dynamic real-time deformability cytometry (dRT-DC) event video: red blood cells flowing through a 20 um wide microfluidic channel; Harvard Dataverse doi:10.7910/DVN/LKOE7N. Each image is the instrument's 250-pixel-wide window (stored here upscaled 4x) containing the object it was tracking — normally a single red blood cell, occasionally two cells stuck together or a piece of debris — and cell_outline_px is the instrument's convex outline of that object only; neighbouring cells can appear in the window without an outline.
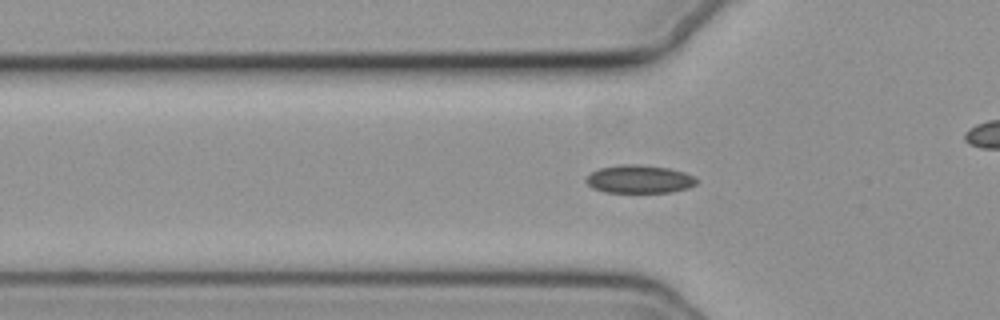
{"species": "common noctule bat (a hibernating species)", "species_latin": "Nyctalus noctula", "temperature_condition": "cold", "stored_images_in_passage": 58, "camera_frame_rate_fps": 3000, "um_per_image_px": 0.085, "animal": {"sex": "female", "body_mass_g": 19.3, "forearm_length_mm": 54.1}, "frame": {"image": 1, "passage_image": 19, "time_ms": 6.0, "image_size_px": [1000, 320], "cell_outline_px": [[696, 184], [688, 188], [672, 192], [604, 192], [592, 188], [584, 180], [592, 172], [600, 168], [620, 164], [640, 164], [668, 168], [684, 172], [696, 176]], "centroid_in_image_um": [54.35, 15.22], "position_along_channel_um": 71.5, "area_um2": 18.15}}
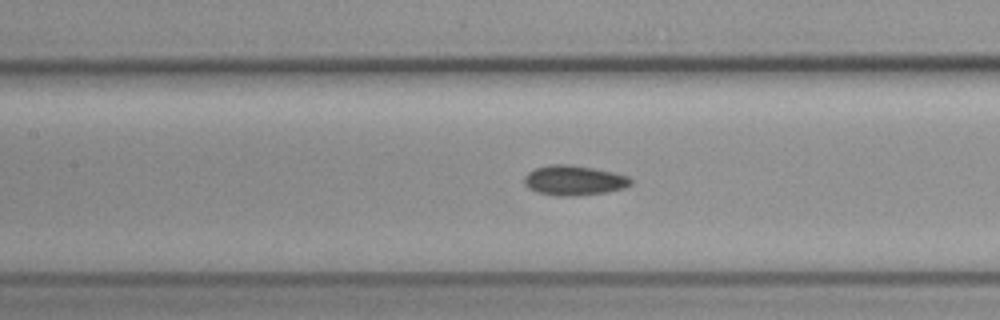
{"frame": {"image": 2, "passage_image": 26, "time_ms": 8.333, "image_size_px": [1000, 320], "cell_outline_px": [[632, 184], [624, 188], [608, 192], [572, 196], [556, 196], [536, 192], [528, 188], [524, 184], [524, 176], [528, 172], [536, 168], [552, 164], [568, 164], [592, 168], [612, 172], [628, 176], [632, 180]], "centroid_in_image_um": [48.77, 15.34], "position_along_channel_um": 158.6, "area_um2": 18.61}}
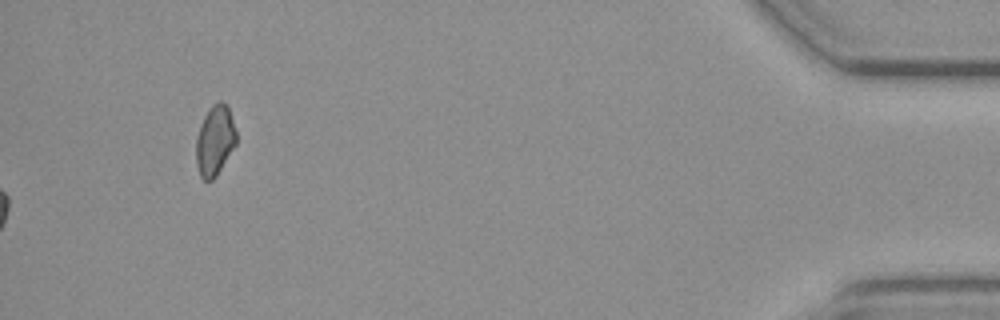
{"frame": {"image": 3, "passage_image": 58, "time_ms": 19.0, "image_size_px": [1000, 320], "cell_outline_px": [[236, 144], [216, 176], [212, 180], [204, 180], [200, 176], [196, 164], [196, 136], [200, 124], [204, 116], [212, 104], [220, 100], [228, 108], [236, 128]], "centroid_in_image_um": [18.25, 11.94], "position_along_channel_um": 416.9, "area_um2": 16.42}}